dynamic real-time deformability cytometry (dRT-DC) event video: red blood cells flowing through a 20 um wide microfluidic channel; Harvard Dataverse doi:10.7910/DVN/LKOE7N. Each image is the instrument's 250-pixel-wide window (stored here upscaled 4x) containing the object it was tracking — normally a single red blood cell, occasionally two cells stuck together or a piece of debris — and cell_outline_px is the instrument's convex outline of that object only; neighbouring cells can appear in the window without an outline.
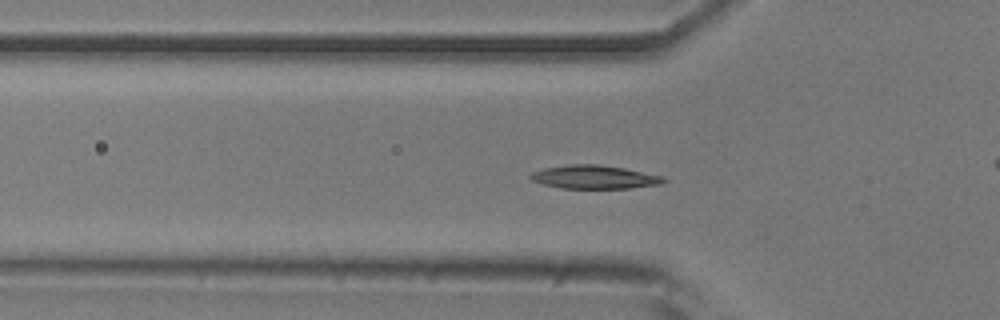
{"species": "common noctule bat (a hibernating species)", "species_latin": "Nyctalus noctula", "temperature_condition": "room temperature", "stored_images_in_passage": 44, "camera_frame_rate_fps": 3000, "um_per_image_px": 0.085, "animal": {"sex": "male", "body_mass_g": 20.5, "forearm_length_mm": 52.5}, "frame": {"image": 1, "passage_image": 17, "time_ms": 5.333, "image_size_px": [1000, 320], "cell_outline_px": [[668, 180], [664, 184], [628, 188], [560, 188], [544, 184], [532, 180], [528, 176], [532, 172], [544, 168], [568, 164], [596, 164], [624, 168], [664, 176]], "centroid_in_image_um": [50.56, 15.04], "position_along_channel_um": 75.2, "area_um2": 18.26}}
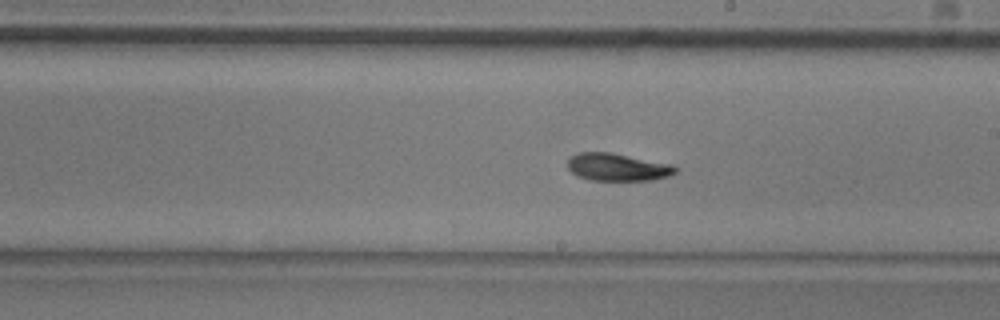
{"frame": {"image": 2, "passage_image": 30, "time_ms": 9.667, "image_size_px": [1000, 320], "cell_outline_px": [[676, 172], [668, 176], [652, 180], [588, 180], [576, 176], [568, 168], [568, 160], [572, 156], [580, 152], [612, 152], [672, 164], [676, 168]], "centroid_in_image_um": [52.47, 14.2], "position_along_channel_um": 236.5, "area_um2": 17.34}}
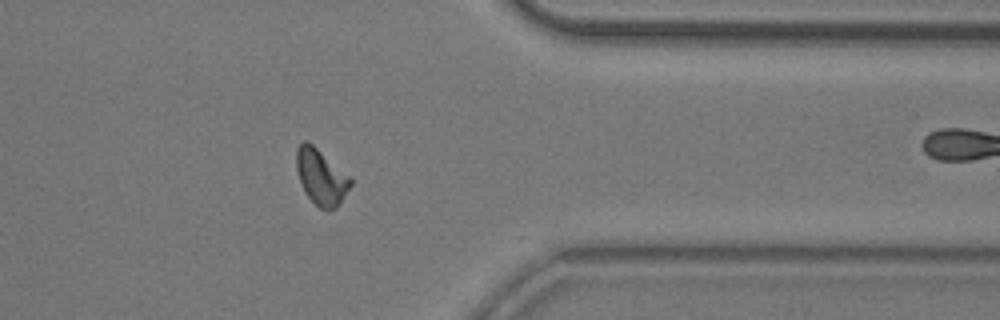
{"frame": {"image": 3, "passage_image": 43, "time_ms": 14.0, "image_size_px": [1000, 320], "cell_outline_px": [[352, 184], [336, 208], [320, 208], [304, 192], [296, 168], [296, 148], [304, 140], [308, 140], [348, 176], [352, 180]], "centroid_in_image_um": [27.26, 15.01], "position_along_channel_um": 384.1, "area_um2": 17.05}, "authors_computed_cell_mechanics": {"area_um2": 17.5134, "velocity_mm_per_s": 3.7002, "shape_relaxation_time_tau1_ms": 3.356, "shape_relaxation_time_tau2_ms": 7.4376, "deformation_change_tau1": 0.1259, "deformation_change_tau2": 0.0907}}